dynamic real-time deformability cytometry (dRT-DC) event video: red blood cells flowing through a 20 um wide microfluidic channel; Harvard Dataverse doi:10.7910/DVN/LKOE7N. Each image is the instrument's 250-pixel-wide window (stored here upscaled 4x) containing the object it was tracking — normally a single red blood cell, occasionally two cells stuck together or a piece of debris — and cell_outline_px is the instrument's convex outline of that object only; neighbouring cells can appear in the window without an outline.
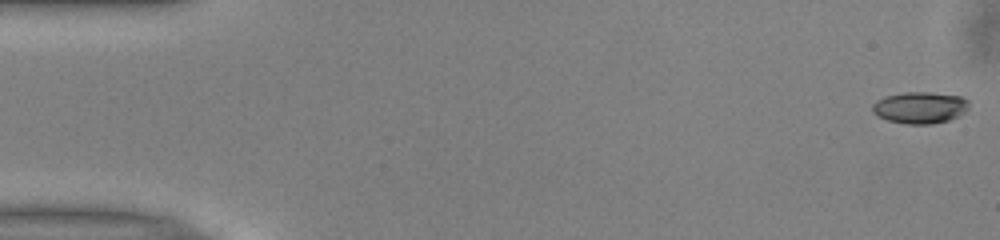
{"species": "common noctule bat (a hibernating species)", "species_latin": "Nyctalus noctula", "temperature_condition": "warm", "stored_images_in_passage": 52, "camera_frame_rate_fps": 3000, "um_per_image_px": 0.085, "animal": {"sex": "male", "body_mass_g": 13.0, "forearm_length_mm": 53.1}, "frame": {"image": 1, "passage_image": 1, "time_ms": 0.0, "image_size_px": [1000, 240], "cell_outline_px": [[968, 108], [964, 112], [948, 120], [932, 124], [908, 124], [888, 120], [872, 112], [872, 104], [876, 100], [884, 96], [904, 92], [932, 92], [960, 96], [968, 100]], "centroid_in_image_um": [78.18, 9.13], "position_along_channel_um": 6.8, "area_um2": 17.74}}
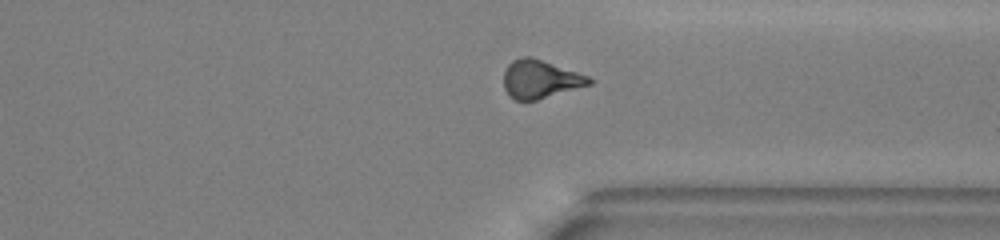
{"frame": {"image": 2, "passage_image": 39, "time_ms": 12.667, "image_size_px": [1000, 240], "cell_outline_px": [[592, 84], [536, 100], [516, 100], [508, 96], [504, 88], [504, 72], [508, 64], [512, 60], [524, 56], [532, 56], [588, 76], [592, 80]], "centroid_in_image_um": [45.89, 6.72], "position_along_channel_um": 365.5, "area_um2": 19.02}}
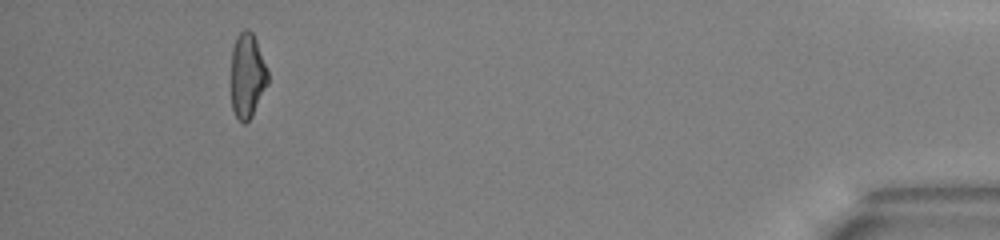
{"frame": {"image": 3, "passage_image": 48, "time_ms": 15.667, "image_size_px": [1000, 240], "cell_outline_px": [[268, 84], [252, 116], [244, 124], [236, 116], [232, 108], [232, 48], [236, 36], [244, 28], [248, 28], [252, 32], [256, 40], [268, 68]], "centroid_in_image_um": [21.04, 6.39], "position_along_channel_um": 414.2, "area_um2": 18.21}, "authors_computed_cell_mechanics": {"area_um2": 18.7561, "velocity_mm_per_s": 3.9866, "shape_relaxation_time_tau1_ms": 7.7539, "shape_relaxation_time_tau2_ms": 3.479, "deformation_change_tau1": 0.2067, "deformation_change_tau2": 0.1363}}